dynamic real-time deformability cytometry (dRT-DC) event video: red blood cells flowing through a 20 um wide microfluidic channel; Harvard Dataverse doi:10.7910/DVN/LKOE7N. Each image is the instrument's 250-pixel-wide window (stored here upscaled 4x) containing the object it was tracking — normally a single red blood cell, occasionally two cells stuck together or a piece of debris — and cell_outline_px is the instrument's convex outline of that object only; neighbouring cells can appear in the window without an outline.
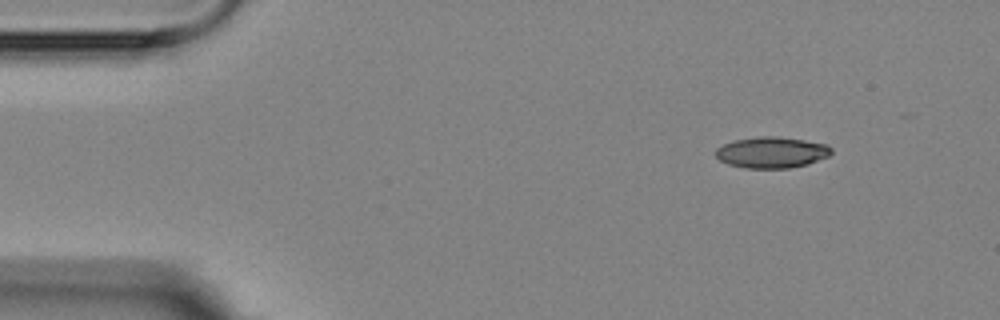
{"species": "Egyptian fruit bat (a non-hibernating species)", "species_latin": "Rousettus aegyptiacus", "temperature_condition": "room temperature", "stored_images_in_passage": 3, "camera_frame_rate_fps": 3000, "um_per_image_px": 0.085, "animal": {"sex": "female"}, "frame": {"image": 1, "passage_image": 1, "time_ms": 0.0, "image_size_px": [1000, 320], "cell_outline_px": [[832, 152], [828, 156], [808, 164], [788, 168], [744, 168], [728, 164], [720, 160], [716, 156], [716, 148], [732, 140], [756, 136], [776, 136], [804, 140], [824, 144], [832, 148]], "centroid_in_image_um": [65.56, 12.95], "position_along_channel_um": 19.4, "area_um2": 20.98}}
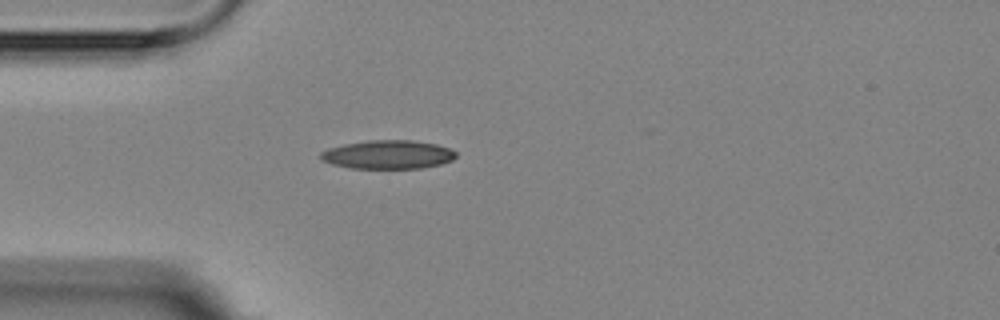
{"frame": {"image": 2, "passage_image": 3, "time_ms": 3.0, "image_size_px": [1000, 320], "cell_outline_px": [[456, 156], [452, 160], [440, 164], [420, 168], [348, 168], [332, 164], [320, 160], [320, 152], [328, 148], [344, 144], [368, 140], [412, 140], [436, 144], [448, 148], [456, 152]], "centroid_in_image_um": [32.94, 13.13], "position_along_channel_um": 52.1, "area_um2": 22.6}}